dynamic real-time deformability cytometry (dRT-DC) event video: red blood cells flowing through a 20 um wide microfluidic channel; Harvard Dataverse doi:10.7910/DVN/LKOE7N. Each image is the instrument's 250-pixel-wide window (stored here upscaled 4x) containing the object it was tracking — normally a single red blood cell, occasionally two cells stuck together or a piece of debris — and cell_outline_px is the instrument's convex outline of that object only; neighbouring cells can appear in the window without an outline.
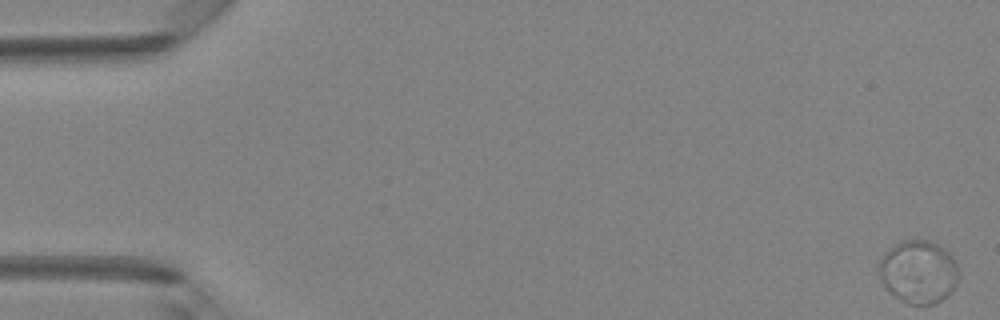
{"species": "Egyptian fruit bat (a non-hibernating species)", "species_latin": "Rousettus aegyptiacus", "temperature_condition": "room temperature", "stored_images_in_passage": 50, "camera_frame_rate_fps": 3000, "um_per_image_px": 0.085, "animal": {"sex": "female"}, "frame": {"image": 1, "passage_image": 1, "time_ms": 0.0, "image_size_px": [1000, 320], "cell_outline_px": [[960, 276], [956, 284], [940, 300], [932, 304], [908, 304], [900, 300], [888, 292], [884, 288], [880, 280], [880, 260], [884, 252], [888, 248], [904, 240], [928, 240], [944, 248], [952, 256], [960, 272]], "centroid_in_image_um": [78.05, 23.1], "position_along_channel_um": 7.0, "area_um2": 29.25}}
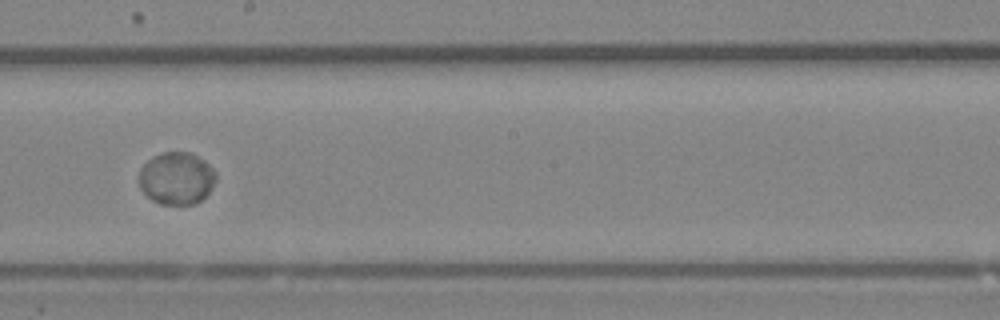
{"frame": {"image": 2, "passage_image": 29, "time_ms": 9.333, "image_size_px": [1000, 320], "cell_outline_px": [[216, 180], [208, 192], [200, 200], [192, 204], [160, 204], [152, 200], [140, 188], [140, 168], [152, 156], [164, 152], [192, 152], [204, 160], [216, 172]], "centroid_in_image_um": [15.01, 15.14], "position_along_channel_um": 233.2, "area_um2": 23.35}}
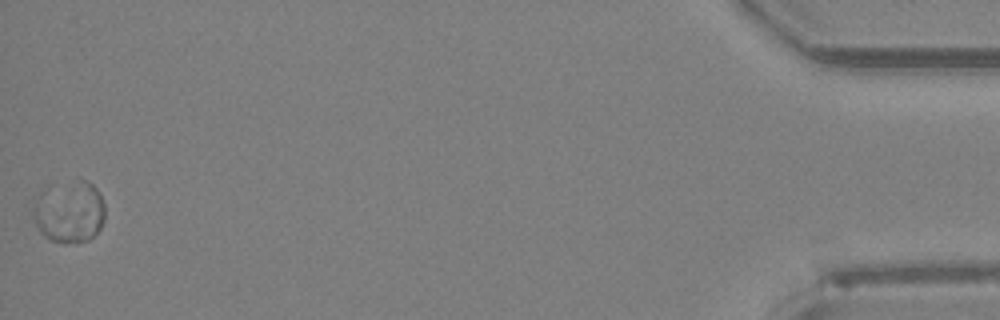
{"frame": {"image": 3, "passage_image": 50, "time_ms": 16.333, "image_size_px": [1000, 320], "cell_outline_px": [[104, 220], [100, 228], [88, 240], [64, 244], [52, 240], [44, 236], [40, 232], [36, 224], [32, 212], [36, 196], [52, 184], [76, 176], [80, 176], [92, 184], [100, 192], [104, 204]], "centroid_in_image_um": [5.89, 17.92], "position_along_channel_um": 429.3, "area_um2": 26.76}, "authors_computed_cell_mechanics": {"area_um2": 25.0852, "velocity_mm_per_s": 4.102, "shape_relaxation_time_tau1_ms": 3.5449, "shape_relaxation_time_tau2_ms": null, "deformation_change_tau1": 0.0412, "deformation_change_tau2": null}}